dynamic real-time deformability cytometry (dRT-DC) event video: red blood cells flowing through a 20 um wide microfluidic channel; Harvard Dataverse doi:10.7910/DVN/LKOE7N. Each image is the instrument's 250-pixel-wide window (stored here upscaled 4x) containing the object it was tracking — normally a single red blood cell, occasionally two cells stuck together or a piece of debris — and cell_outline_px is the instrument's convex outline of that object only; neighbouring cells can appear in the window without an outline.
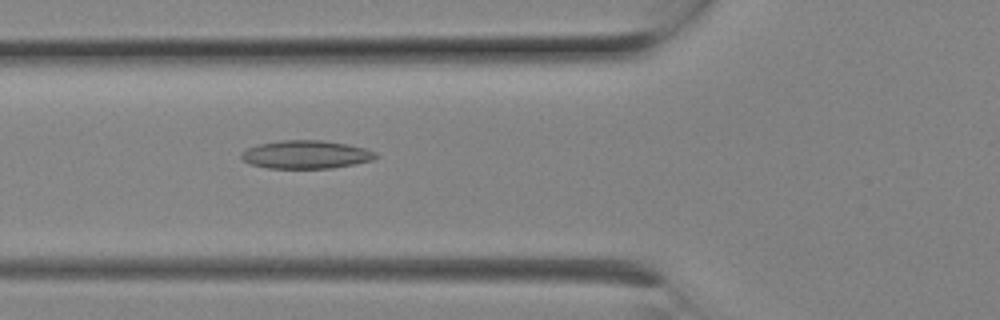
{"species": "Egyptian fruit bat (a non-hibernating species)", "species_latin": "Rousettus aegyptiacus", "temperature_condition": "room temperature", "stored_images_in_passage": 8, "camera_frame_rate_fps": 3000, "um_per_image_px": 0.085, "animal": {"sex": "female"}, "frame": {"image": 1, "passage_image": 8, "time_ms": 2.333, "image_size_px": [1000, 320], "cell_outline_px": [[380, 156], [372, 160], [332, 168], [268, 168], [248, 164], [240, 156], [240, 152], [248, 148], [260, 144], [280, 140], [320, 140], [348, 144], [364, 148], [376, 152]], "centroid_in_image_um": [26.0, 13.13], "position_along_channel_um": 99.8, "area_um2": 22.08}}